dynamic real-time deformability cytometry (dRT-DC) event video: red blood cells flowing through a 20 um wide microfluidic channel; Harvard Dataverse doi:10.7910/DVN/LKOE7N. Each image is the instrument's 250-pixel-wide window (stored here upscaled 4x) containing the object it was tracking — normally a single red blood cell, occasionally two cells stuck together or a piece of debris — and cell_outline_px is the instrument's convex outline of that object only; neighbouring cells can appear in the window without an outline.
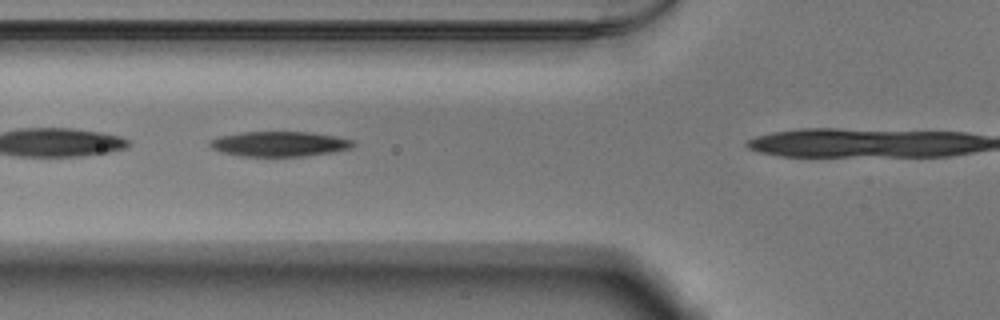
{"species": "Egyptian fruit bat (a non-hibernating species)", "species_latin": "Rousettus aegyptiacus", "temperature_condition": "warm", "stored_images_in_passage": 11, "camera_frame_rate_fps": 3000, "um_per_image_px": 0.085, "animal": {"sex": "male"}, "frame": {"image": 1, "passage_image": 4, "time_ms": 1.0, "image_size_px": [1000, 320], "cell_outline_px": [[356, 144], [352, 148], [332, 152], [304, 156], [240, 156], [220, 152], [212, 148], [208, 144], [212, 140], [220, 136], [240, 132], [312, 132], [336, 136], [352, 140]], "centroid_in_image_um": [23.76, 12.23], "position_along_channel_um": 102.0, "area_um2": 20.92}}